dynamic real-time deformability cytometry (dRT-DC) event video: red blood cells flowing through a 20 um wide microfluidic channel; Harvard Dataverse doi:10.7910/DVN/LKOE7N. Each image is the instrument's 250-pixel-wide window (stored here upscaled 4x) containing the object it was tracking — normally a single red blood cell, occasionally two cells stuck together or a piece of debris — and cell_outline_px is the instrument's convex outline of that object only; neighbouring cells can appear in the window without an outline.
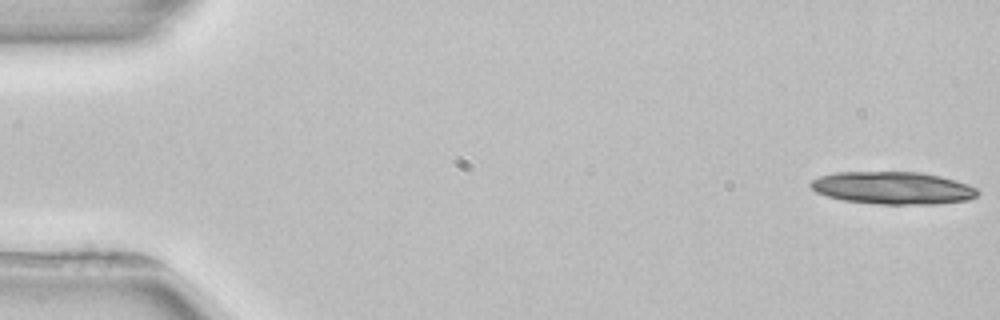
{"species": "common noctule bat (a hibernating species)", "species_latin": "Nyctalus noctula", "temperature_condition": "room temperature", "stored_images_in_passage": 4, "camera_frame_rate_fps": 3000, "um_per_image_px": 0.085, "animal": {"sex": "female", "body_mass_g": 22.7, "forearm_length_mm": 54.2}, "frame": {"image": 1, "passage_image": 1, "time_ms": 0.0, "image_size_px": [1000, 320], "cell_outline_px": [[980, 192], [976, 196], [968, 200], [936, 204], [876, 204], [844, 200], [828, 196], [816, 192], [808, 184], [812, 180], [820, 176], [832, 172], [920, 172], [940, 176], [968, 184], [976, 188]], "centroid_in_image_um": [75.89, 15.97], "position_along_channel_um": 9.1, "area_um2": 31.67}}